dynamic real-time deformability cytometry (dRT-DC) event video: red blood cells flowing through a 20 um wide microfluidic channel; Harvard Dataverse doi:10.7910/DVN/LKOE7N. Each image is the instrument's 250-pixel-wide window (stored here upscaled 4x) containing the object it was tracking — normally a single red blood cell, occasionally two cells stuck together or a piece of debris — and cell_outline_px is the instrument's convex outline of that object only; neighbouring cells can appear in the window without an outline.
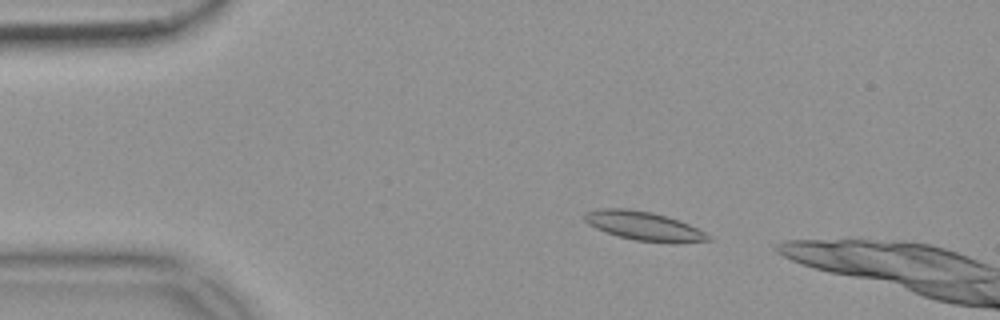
{"species": "common noctule bat (a hibernating species)", "species_latin": "Nyctalus noctula", "temperature_condition": "warm", "stored_images_in_passage": 51, "camera_frame_rate_fps": 3000, "um_per_image_px": 0.085, "animal": {"sex": "female", "body_mass_g": 18.4}, "frame": {"image": 1, "passage_image": 6, "time_ms": 1.667, "image_size_px": [1000, 320], "cell_outline_px": [[712, 240], [636, 240], [620, 236], [596, 228], [588, 224], [584, 220], [584, 212], [596, 208], [628, 208], [652, 212], [668, 216], [680, 220], [712, 236]], "centroid_in_image_um": [54.61, 19.13], "position_along_channel_um": 30.4, "area_um2": 19.94}}
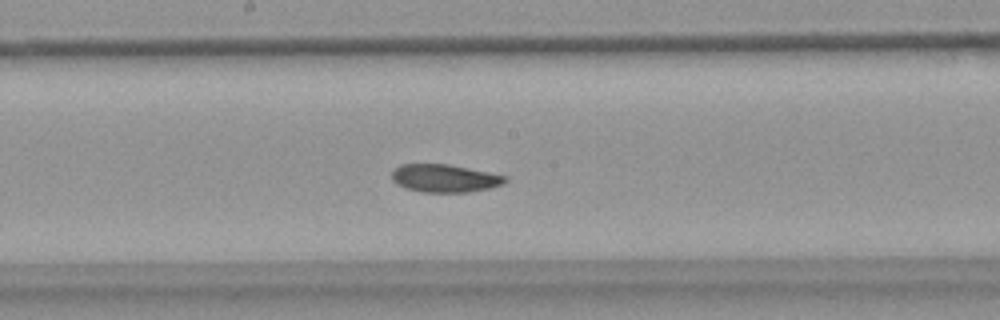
{"frame": {"image": 2, "passage_image": 25, "time_ms": 8.0, "image_size_px": [1000, 320], "cell_outline_px": [[508, 180], [504, 184], [488, 188], [468, 192], [420, 192], [396, 184], [392, 180], [392, 172], [400, 164], [448, 164], [508, 176]], "centroid_in_image_um": [37.81, 15.15], "position_along_channel_um": 210.4, "area_um2": 18.38}}
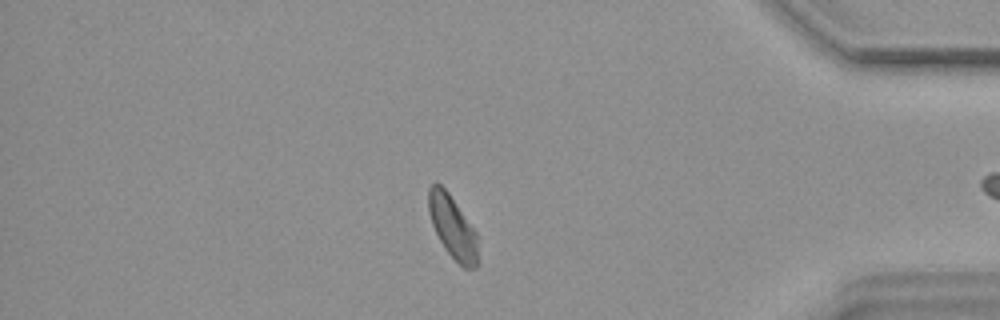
{"frame": {"image": 3, "passage_image": 43, "time_ms": 14.0, "image_size_px": [1000, 320], "cell_outline_px": [[476, 268], [464, 268], [444, 248], [432, 224], [428, 212], [428, 188], [436, 180], [448, 192], [476, 232]], "centroid_in_image_um": [38.42, 19.24], "position_along_channel_um": 396.8, "area_um2": 17.63}, "authors_computed_cell_mechanics": {"area_um2": 19.0162, "velocity_mm_per_s": 3.6606, "shape_relaxation_time_tau1_ms": 4.3006, "shape_relaxation_time_tau2_ms": 5.3954, "deformation_change_tau1": 0.1121, "deformation_change_tau2": 0.1074}}